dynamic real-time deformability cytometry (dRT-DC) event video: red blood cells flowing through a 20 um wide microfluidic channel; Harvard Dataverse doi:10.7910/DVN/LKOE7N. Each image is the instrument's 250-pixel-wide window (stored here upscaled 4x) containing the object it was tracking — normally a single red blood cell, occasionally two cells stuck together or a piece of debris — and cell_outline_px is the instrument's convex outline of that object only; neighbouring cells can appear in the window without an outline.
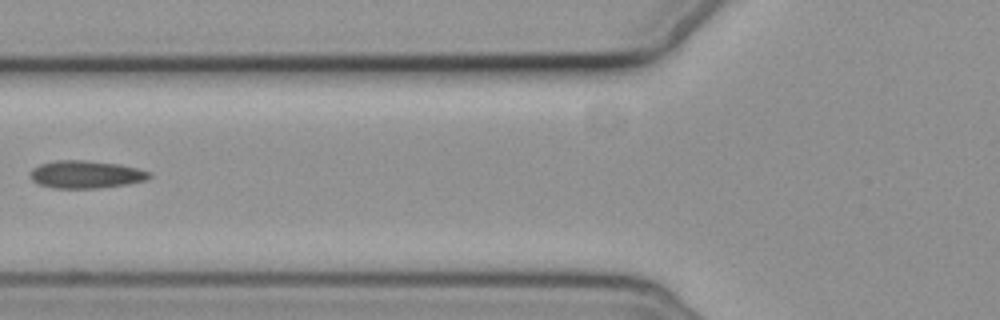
{"species": "common noctule bat (a hibernating species)", "species_latin": "Nyctalus noctula", "temperature_condition": "cold", "stored_images_in_passage": 7, "camera_frame_rate_fps": 3000, "um_per_image_px": 0.085, "animal": {"sex": "female", "body_mass_g": 19.3, "forearm_length_mm": 54.1}, "frame": {"image": 1, "passage_image": 6, "time_ms": 6.0, "image_size_px": [1000, 320], "cell_outline_px": [[152, 176], [148, 180], [124, 184], [96, 188], [52, 188], [40, 184], [32, 180], [28, 176], [32, 168], [40, 164], [56, 160], [84, 160], [120, 164], [152, 172]], "centroid_in_image_um": [7.29, 14.82], "position_along_channel_um": 118.5, "area_um2": 19.25}}